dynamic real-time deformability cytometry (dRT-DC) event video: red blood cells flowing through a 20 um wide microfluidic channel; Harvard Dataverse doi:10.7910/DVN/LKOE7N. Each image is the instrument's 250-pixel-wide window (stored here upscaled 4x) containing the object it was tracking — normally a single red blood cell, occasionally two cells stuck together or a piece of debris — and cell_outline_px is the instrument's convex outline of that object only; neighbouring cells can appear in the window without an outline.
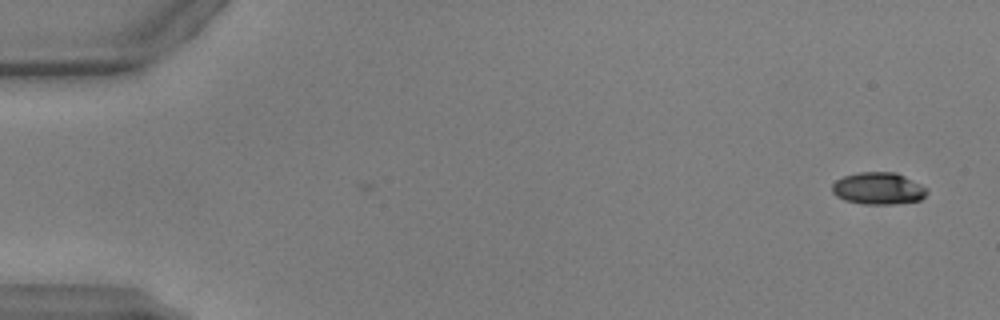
{"species": "common noctule bat (a hibernating species)", "species_latin": "Nyctalus noctula", "temperature_condition": "warm", "stored_images_in_passage": 2, "camera_frame_rate_fps": 3000, "um_per_image_px": 0.085, "animal": {"sex": "male", "body_mass_g": 17.9, "forearm_length_mm": 54.2}, "frame": {"image": 1, "passage_image": 1, "time_ms": 0.0, "image_size_px": [1000, 320], "cell_outline_px": [[928, 192], [920, 200], [896, 204], [864, 204], [844, 200], [836, 196], [832, 192], [832, 184], [836, 180], [844, 176], [856, 172], [896, 172], [928, 188]], "centroid_in_image_um": [74.65, 16.02], "position_along_channel_um": 10.4, "area_um2": 17.8}}